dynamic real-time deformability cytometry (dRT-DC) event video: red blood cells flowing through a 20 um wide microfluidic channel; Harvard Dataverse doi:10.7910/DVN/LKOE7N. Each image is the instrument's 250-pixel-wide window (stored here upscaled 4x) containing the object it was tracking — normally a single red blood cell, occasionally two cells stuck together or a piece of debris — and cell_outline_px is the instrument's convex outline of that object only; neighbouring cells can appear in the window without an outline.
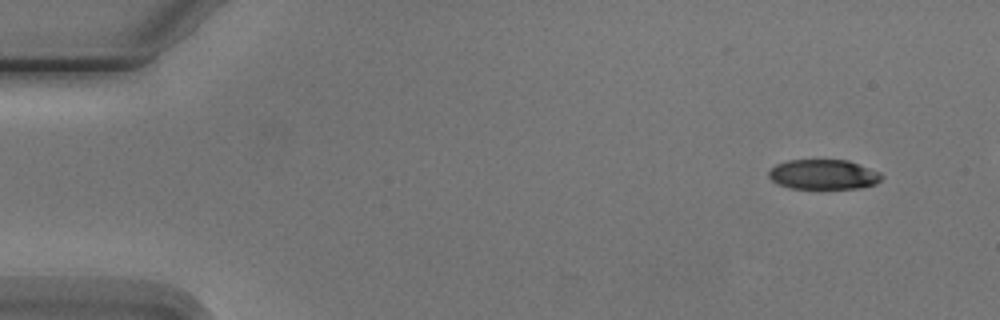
{"species": "Egyptian fruit bat (a non-hibernating species)", "species_latin": "Rousettus aegyptiacus", "temperature_condition": "cold", "stored_images_in_passage": 5, "camera_frame_rate_fps": 3000, "um_per_image_px": 0.085, "animal": {"sex": "male"}, "frame": {"image": 1, "passage_image": 1, "time_ms": 0.0, "image_size_px": [1000, 320], "cell_outline_px": [[884, 176], [876, 184], [860, 188], [792, 188], [780, 184], [772, 180], [768, 176], [768, 172], [776, 164], [788, 160], [848, 160], [880, 172]], "centroid_in_image_um": [70.02, 14.82], "position_along_channel_um": 15.0, "area_um2": 19.54}}